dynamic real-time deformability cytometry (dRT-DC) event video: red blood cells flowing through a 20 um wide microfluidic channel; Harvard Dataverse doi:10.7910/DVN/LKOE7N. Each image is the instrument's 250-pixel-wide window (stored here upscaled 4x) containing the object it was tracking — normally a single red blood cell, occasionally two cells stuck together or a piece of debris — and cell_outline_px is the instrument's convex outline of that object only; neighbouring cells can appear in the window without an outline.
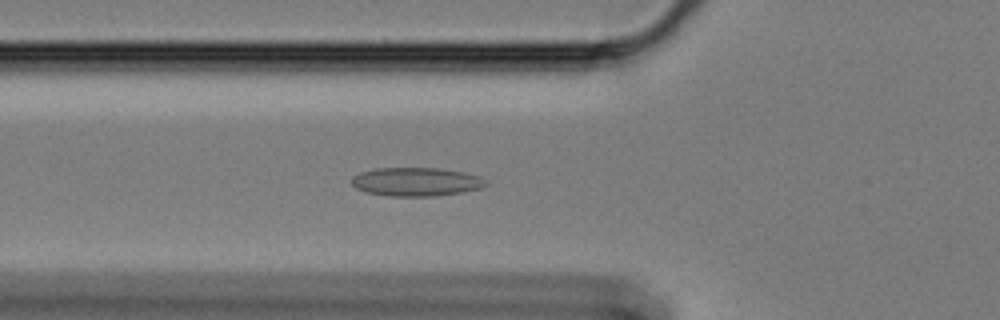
{"species": "Egyptian fruit bat (a non-hibernating species)", "species_latin": "Rousettus aegyptiacus", "temperature_condition": "cold", "stored_images_in_passage": 38, "camera_frame_rate_fps": 3000, "um_per_image_px": 0.085, "animal": {"sex": "female"}, "frame": {"image": 1, "passage_image": 8, "time_ms": 2.333, "image_size_px": [1000, 320], "cell_outline_px": [[488, 184], [480, 188], [464, 192], [436, 196], [388, 196], [364, 192], [356, 188], [348, 180], [352, 176], [360, 172], [376, 168], [436, 168], [464, 172], [480, 176], [488, 180]], "centroid_in_image_um": [35.36, 15.45], "position_along_channel_um": 90.4, "area_um2": 22.72}}
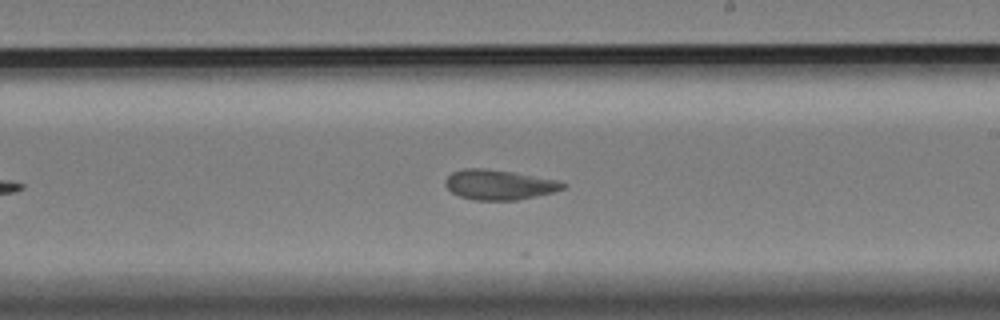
{"frame": {"image": 2, "passage_image": 22, "time_ms": 7.0, "image_size_px": [1000, 320], "cell_outline_px": [[568, 184], [564, 188], [552, 192], [536, 196], [516, 200], [476, 200], [460, 196], [452, 192], [444, 184], [444, 180], [452, 172], [464, 168], [484, 168], [512, 172], [560, 180]], "centroid_in_image_um": [42.43, 15.69], "position_along_channel_um": 246.6, "area_um2": 20.52}}
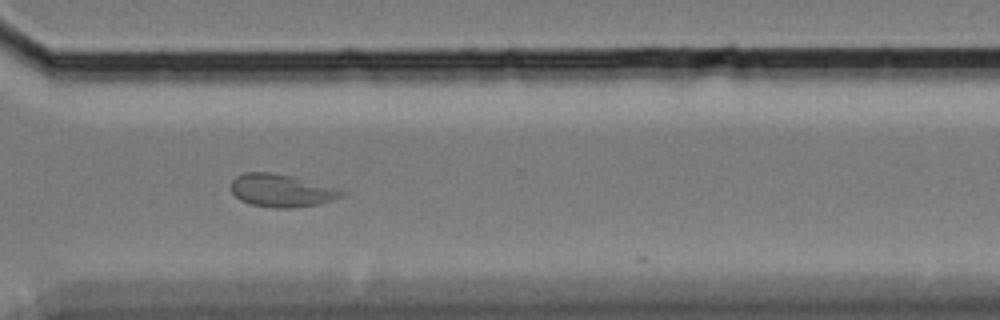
{"frame": {"image": 3, "passage_image": 31, "time_ms": 10.0, "image_size_px": [1000, 320], "cell_outline_px": [[348, 192], [344, 196], [332, 200], [316, 204], [292, 208], [272, 208], [252, 204], [240, 200], [232, 192], [232, 180], [236, 176], [244, 172], [268, 172], [288, 176], [340, 188]], "centroid_in_image_um": [23.95, 16.2], "position_along_channel_um": 346.7, "area_um2": 20.98}, "authors_computed_cell_mechanics": {"area_um2": 20.8369, "velocity_mm_per_s": 3.3433, "shape_relaxation_time_tau1_ms": null, "shape_relaxation_time_tau2_ms": 1.884, "deformation_change_tau1": null, "deformation_change_tau2": 0.0691}}